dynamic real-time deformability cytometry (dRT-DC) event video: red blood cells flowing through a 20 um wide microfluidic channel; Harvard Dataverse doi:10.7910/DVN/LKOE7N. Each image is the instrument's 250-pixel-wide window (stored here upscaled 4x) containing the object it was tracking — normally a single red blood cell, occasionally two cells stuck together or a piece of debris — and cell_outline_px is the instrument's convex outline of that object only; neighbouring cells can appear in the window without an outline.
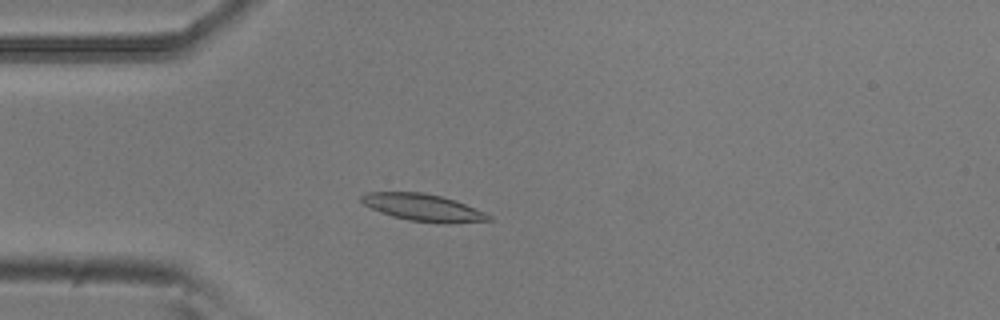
{"species": "common noctule bat (a hibernating species)", "species_latin": "Nyctalus noctula", "temperature_condition": "room temperature", "stored_images_in_passage": 52, "camera_frame_rate_fps": 3000, "um_per_image_px": 0.085, "animal": {"sex": "male", "body_mass_g": 20.5, "forearm_length_mm": 52.5}, "frame": {"image": 1, "passage_image": 13, "time_ms": 4.0, "image_size_px": [1000, 320], "cell_outline_px": [[492, 220], [444, 224], [408, 220], [392, 216], [380, 212], [364, 204], [360, 200], [360, 196], [368, 192], [420, 192], [440, 196], [456, 200], [484, 212], [492, 216]], "centroid_in_image_um": [35.97, 17.64], "position_along_channel_um": 49.0, "area_um2": 20.06}}
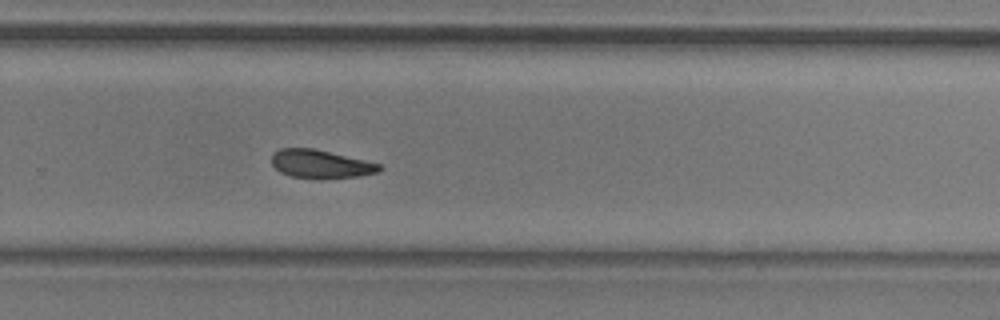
{"frame": {"image": 2, "passage_image": 34, "time_ms": 11.0, "image_size_px": [1000, 320], "cell_outline_px": [[384, 168], [376, 172], [356, 176], [292, 176], [280, 172], [272, 164], [272, 152], [280, 148], [312, 148], [364, 160], [380, 164]], "centroid_in_image_um": [27.21, 13.89], "position_along_channel_um": 302.6, "area_um2": 16.88}}
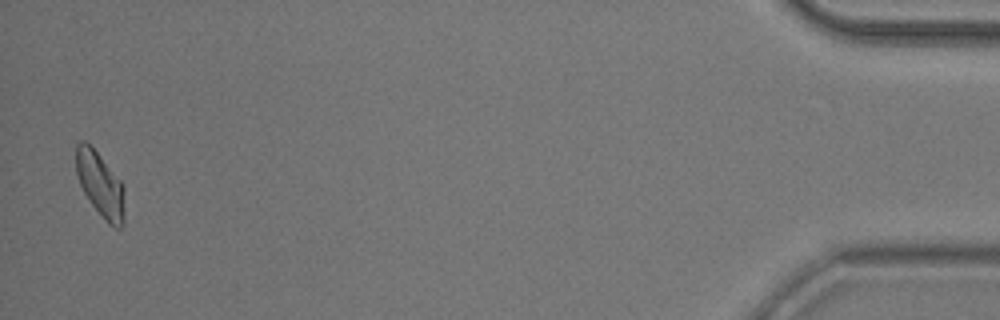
{"frame": {"image": 3, "passage_image": 51, "time_ms": 16.667, "image_size_px": [1000, 320], "cell_outline_px": [[124, 224], [120, 228], [112, 228], [104, 220], [92, 204], [84, 192], [80, 184], [76, 172], [76, 144], [80, 140], [84, 140], [100, 156], [120, 180], [124, 188]], "centroid_in_image_um": [8.53, 15.72], "position_along_channel_um": 426.7, "area_um2": 18.21}, "authors_computed_cell_mechanics": {"area_um2": 18.8139, "velocity_mm_per_s": 3.7802, "shape_relaxation_time_tau1_ms": 5.0297, "shape_relaxation_time_tau2_ms": 7.6637, "deformation_change_tau1": 0.1269, "deformation_change_tau2": 0.1466}}